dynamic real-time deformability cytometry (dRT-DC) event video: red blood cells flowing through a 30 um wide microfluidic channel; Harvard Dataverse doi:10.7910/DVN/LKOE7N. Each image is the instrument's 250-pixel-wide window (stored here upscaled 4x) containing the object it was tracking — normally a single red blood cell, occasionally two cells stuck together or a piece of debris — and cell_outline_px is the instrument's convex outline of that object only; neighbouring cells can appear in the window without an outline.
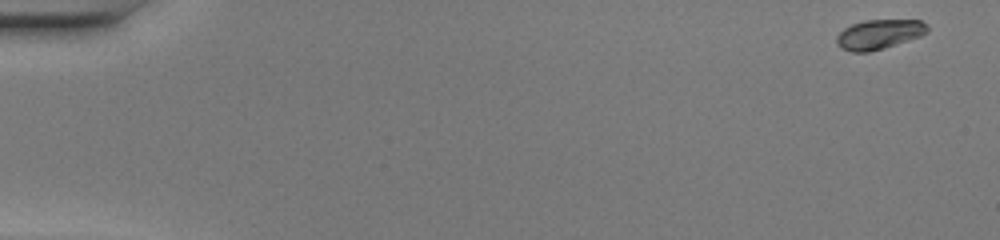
{"species": "common noctule bat (a hibernating species)", "species_latin": "Nyctalus noctula", "temperature_condition": "warm", "stored_images_in_passage": 47, "camera_frame_rate_fps": 3000, "um_per_image_px": 0.085, "animal": {"sex": "female", "body_mass_g": 20.0, "forearm_length_mm": 54.0}, "frame": {"image": 1, "passage_image": 1, "time_ms": 0.0, "image_size_px": [1000, 240], "cell_outline_px": [[928, 32], [920, 36], [884, 48], [868, 52], [852, 52], [840, 48], [836, 44], [836, 36], [844, 28], [852, 24], [864, 20], [920, 20], [928, 24]], "centroid_in_image_um": [74.7, 2.91], "position_along_channel_um": 10.3, "area_um2": 15.72}}
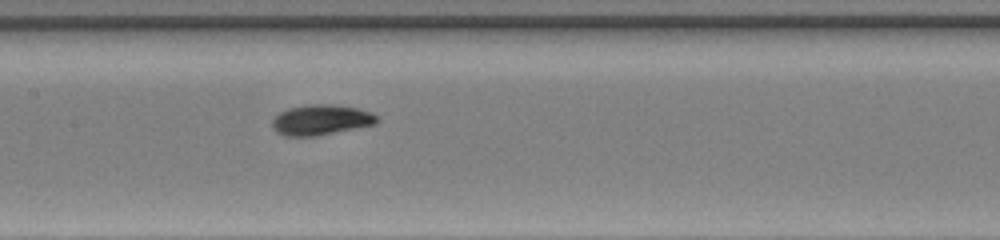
{"frame": {"image": 2, "passage_image": 25, "time_ms": 8.0, "image_size_px": [1000, 240], "cell_outline_px": [[376, 124], [316, 136], [284, 136], [276, 132], [272, 128], [272, 120], [280, 112], [288, 108], [308, 104], [332, 104], [356, 108], [372, 112], [376, 116]], "centroid_in_image_um": [27.24, 10.19], "position_along_channel_um": 180.2, "area_um2": 18.5}}
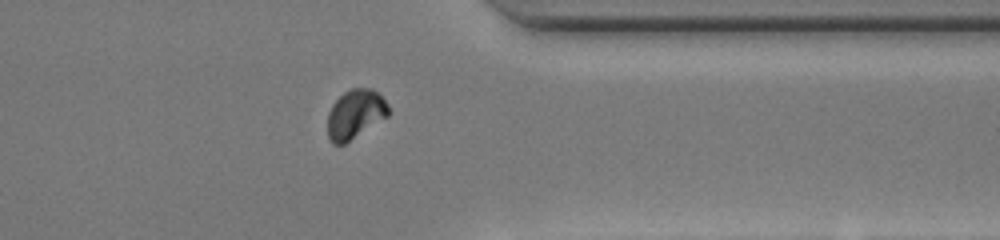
{"frame": {"image": 3, "passage_image": 40, "time_ms": 13.0, "image_size_px": [1000, 240], "cell_outline_px": [[388, 116], [344, 144], [332, 144], [328, 136], [328, 112], [332, 104], [344, 92], [352, 88], [372, 88], [388, 104]], "centroid_in_image_um": [30.17, 9.7], "position_along_channel_um": 381.2, "area_um2": 17.22}}